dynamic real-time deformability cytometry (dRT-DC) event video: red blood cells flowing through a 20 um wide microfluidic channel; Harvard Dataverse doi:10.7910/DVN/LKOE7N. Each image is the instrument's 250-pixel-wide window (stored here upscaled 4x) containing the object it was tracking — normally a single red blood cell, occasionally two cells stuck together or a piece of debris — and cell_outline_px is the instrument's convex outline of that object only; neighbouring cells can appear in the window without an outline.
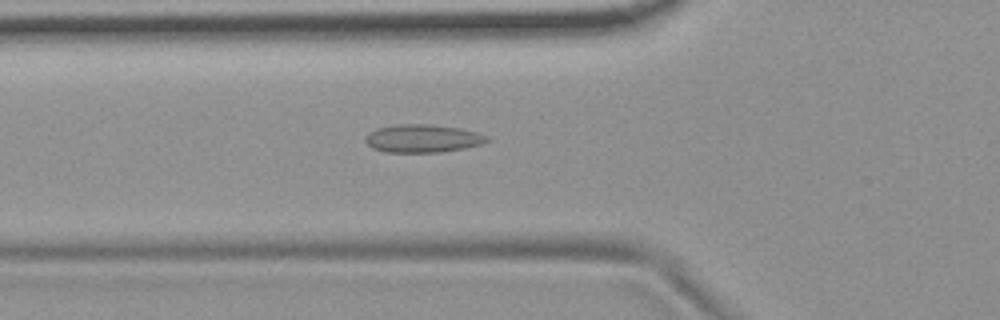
{"species": "common noctule bat (a hibernating species)", "species_latin": "Nyctalus noctula", "temperature_condition": "room temperature", "stored_images_in_passage": 37, "camera_frame_rate_fps": 3000, "um_per_image_px": 0.085, "animal": {"sex": "female", "body_mass_g": 19.9}, "frame": {"image": 1, "passage_image": 5, "time_ms": 1.333, "image_size_px": [1000, 320], "cell_outline_px": [[492, 140], [480, 144], [464, 148], [440, 152], [384, 152], [372, 148], [364, 140], [364, 136], [368, 132], [376, 128], [396, 124], [432, 124], [460, 128], [476, 132], [488, 136]], "centroid_in_image_um": [35.9, 11.76], "position_along_channel_um": 89.9, "area_um2": 20.06}}
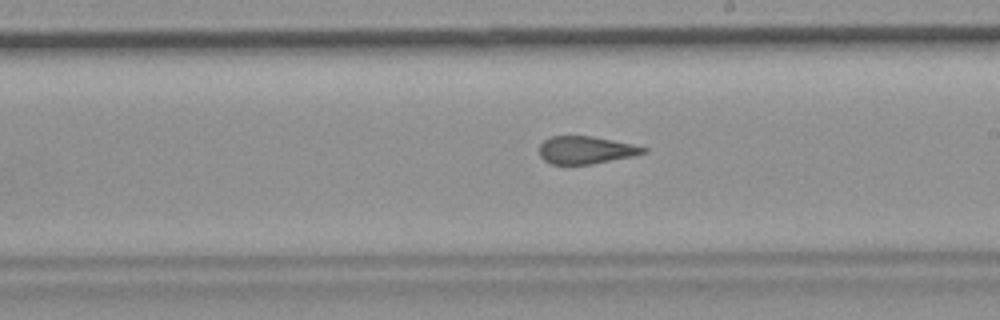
{"frame": {"image": 2, "passage_image": 17, "time_ms": 5.333, "image_size_px": [1000, 320], "cell_outline_px": [[648, 152], [632, 156], [592, 164], [552, 164], [544, 160], [540, 156], [540, 144], [544, 140], [552, 136], [592, 136], [632, 144], [648, 148]], "centroid_in_image_um": [49.8, 12.75], "position_along_channel_um": 239.2, "area_um2": 16.65}}
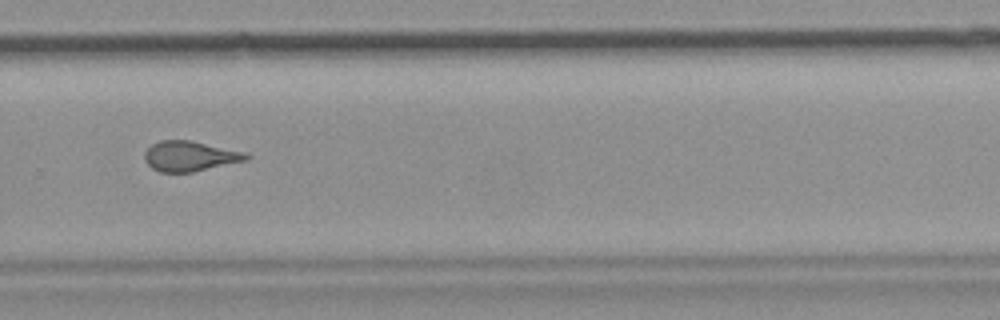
{"frame": {"image": 3, "passage_image": 23, "time_ms": 7.333, "image_size_px": [1000, 320], "cell_outline_px": [[252, 156], [248, 160], [192, 172], [160, 172], [152, 168], [144, 160], [144, 152], [152, 144], [160, 140], [192, 140], [244, 152]], "centroid_in_image_um": [16.14, 13.27], "position_along_channel_um": 313.7, "area_um2": 17.92}, "authors_computed_cell_mechanics": {"area_um2": 17.918, "velocity_mm_per_s": 3.7284, "shape_relaxation_time_tau1_ms": null, "shape_relaxation_time_tau2_ms": 1.6162, "deformation_change_tau1": null, "deformation_change_tau2": 0.1059}}